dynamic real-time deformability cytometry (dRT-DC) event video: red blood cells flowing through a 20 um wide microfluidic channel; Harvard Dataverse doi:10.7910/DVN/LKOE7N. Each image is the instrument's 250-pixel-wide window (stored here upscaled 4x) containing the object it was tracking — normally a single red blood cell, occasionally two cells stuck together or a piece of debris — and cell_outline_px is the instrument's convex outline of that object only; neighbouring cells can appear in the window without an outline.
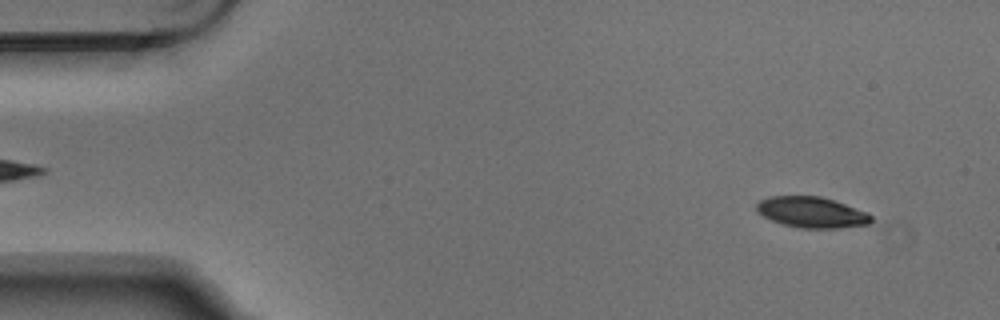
{"species": "Egyptian fruit bat (a non-hibernating species)", "species_latin": "Rousettus aegyptiacus", "temperature_condition": "warm", "stored_images_in_passage": 3, "camera_frame_rate_fps": 3000, "um_per_image_px": 0.085, "animal": {"sex": "male"}, "frame": {"image": 1, "passage_image": 1, "time_ms": 0.0, "image_size_px": [1000, 320], "cell_outline_px": [[872, 220], [868, 224], [840, 228], [800, 228], [784, 224], [772, 220], [756, 212], [756, 204], [760, 200], [768, 196], [820, 196], [868, 212], [872, 216]], "centroid_in_image_um": [68.98, 18.04], "position_along_channel_um": 16.0, "area_um2": 20.52}}
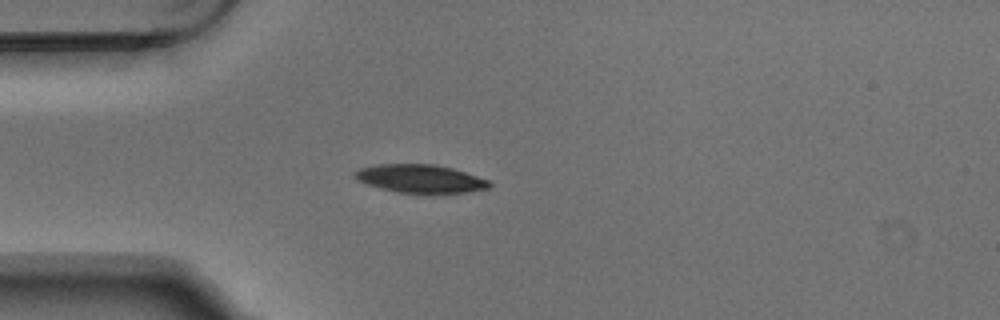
{"frame": {"image": 2, "passage_image": 3, "time_ms": 0.667, "image_size_px": [1000, 320], "cell_outline_px": [[492, 184], [488, 188], [468, 192], [432, 196], [424, 196], [396, 192], [380, 188], [356, 180], [352, 172], [360, 168], [376, 164], [436, 164], [452, 168], [488, 180]], "centroid_in_image_um": [35.72, 15.23], "position_along_channel_um": 49.3, "area_um2": 23.0}}